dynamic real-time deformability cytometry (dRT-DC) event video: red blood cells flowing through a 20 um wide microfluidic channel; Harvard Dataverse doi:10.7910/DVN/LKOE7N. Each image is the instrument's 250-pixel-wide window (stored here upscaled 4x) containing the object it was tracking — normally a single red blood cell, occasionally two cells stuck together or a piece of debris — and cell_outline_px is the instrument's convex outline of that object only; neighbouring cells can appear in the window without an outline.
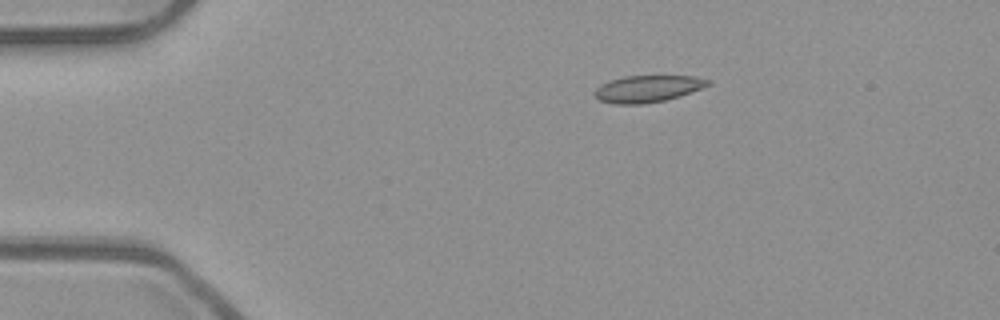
{"species": "common noctule bat (a hibernating species)", "species_latin": "Nyctalus noctula", "temperature_condition": "room temperature", "stored_images_in_passage": 44, "camera_frame_rate_fps": 3000, "um_per_image_px": 0.085, "animal": {"sex": "male", "body_mass_g": 23.1, "forearm_length_mm": 52.7}, "frame": {"image": 1, "passage_image": 1, "time_ms": 0.0, "image_size_px": [1000, 320], "cell_outline_px": [[712, 84], [680, 96], [664, 100], [644, 104], [616, 104], [600, 100], [596, 96], [596, 88], [600, 84], [624, 76], [692, 76], [712, 80]], "centroid_in_image_um": [55.09, 7.54], "position_along_channel_um": 29.9, "area_um2": 17.57}}
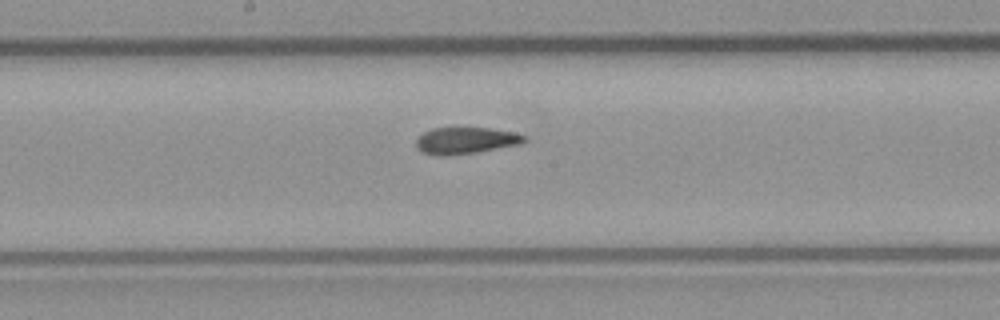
{"frame": {"image": 2, "passage_image": 19, "time_ms": 6.0, "image_size_px": [1000, 320], "cell_outline_px": [[528, 140], [520, 144], [476, 152], [424, 152], [416, 148], [416, 140], [424, 132], [432, 128], [456, 124], [492, 128], [512, 132], [528, 136]], "centroid_in_image_um": [39.66, 11.83], "position_along_channel_um": 208.5, "area_um2": 16.76}}
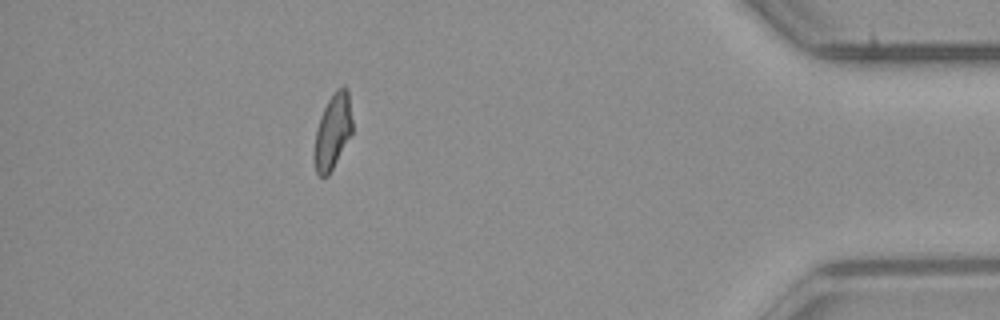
{"frame": {"image": 3, "passage_image": 38, "time_ms": 12.333, "image_size_px": [1000, 320], "cell_outline_px": [[352, 132], [328, 176], [320, 176], [316, 172], [312, 156], [316, 128], [320, 116], [332, 92], [336, 88], [344, 84], [348, 88], [352, 120]], "centroid_in_image_um": [28.26, 11.13], "position_along_channel_um": 406.9, "area_um2": 16.94}, "authors_computed_cell_mechanics": {"area_um2": 17.2533, "velocity_mm_per_s": 3.949, "shape_relaxation_time_tau1_ms": null, "shape_relaxation_time_tau2_ms": 2.2541, "deformation_change_tau1": null, "deformation_change_tau2": 0.0748}}